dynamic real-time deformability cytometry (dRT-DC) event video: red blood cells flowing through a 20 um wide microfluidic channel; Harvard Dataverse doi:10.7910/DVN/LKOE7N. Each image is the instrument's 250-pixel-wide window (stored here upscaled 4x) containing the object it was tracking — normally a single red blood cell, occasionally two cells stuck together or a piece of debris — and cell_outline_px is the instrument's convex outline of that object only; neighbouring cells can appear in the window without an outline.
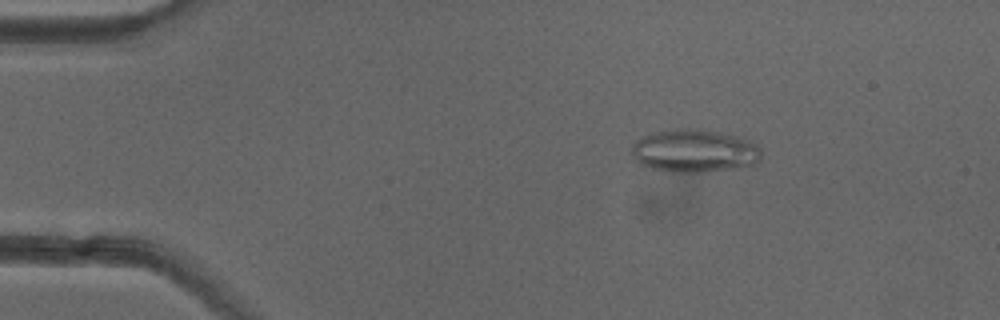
{"species": "common noctule bat (a hibernating species)", "species_latin": "Nyctalus noctula", "temperature_condition": "cold", "stored_images_in_passage": 51, "camera_frame_rate_fps": 3000, "um_per_image_px": 0.085, "animal": {"sex": "female"}, "frame": {"image": 1, "passage_image": 8, "time_ms": 2.333, "image_size_px": [1000, 320], "cell_outline_px": [[760, 160], [756, 164], [704, 172], [676, 172], [652, 168], [640, 164], [636, 160], [632, 152], [632, 144], [636, 140], [652, 132], [676, 128], [696, 128], [736, 136], [748, 140], [756, 144], [760, 148]], "centroid_in_image_um": [59.0, 12.81], "position_along_channel_um": 26.0, "area_um2": 32.25}}
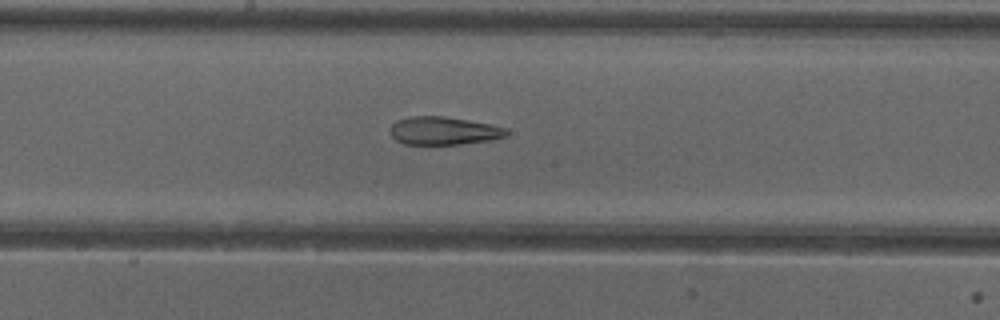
{"frame": {"image": 2, "passage_image": 27, "time_ms": 8.667, "image_size_px": [1000, 320], "cell_outline_px": [[508, 136], [492, 140], [460, 144], [404, 144], [396, 140], [392, 136], [392, 124], [396, 120], [412, 116], [444, 116], [468, 120], [508, 128]], "centroid_in_image_um": [37.75, 11.12], "position_along_channel_um": 210.5, "area_um2": 18.96}}
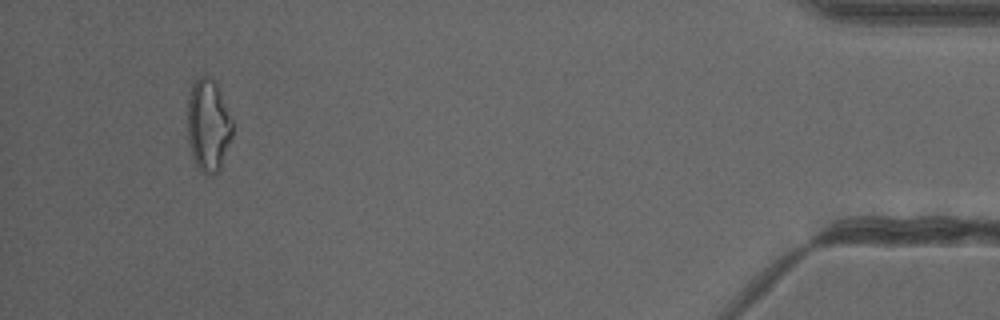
{"frame": {"image": 3, "passage_image": 48, "time_ms": 15.667, "image_size_px": [1000, 320], "cell_outline_px": [[232, 136], [220, 168], [212, 176], [204, 176], [200, 172], [192, 156], [188, 140], [188, 100], [192, 84], [196, 76], [212, 76], [216, 84], [232, 120]], "centroid_in_image_um": [17.68, 10.66], "position_along_channel_um": 417.5, "area_um2": 24.22}, "authors_computed_cell_mechanics": {"area_um2": 22.831, "velocity_mm_per_s": 4.0062, "shape_relaxation_time_tau1_ms": null, "shape_relaxation_time_tau2_ms": 4.0948, "deformation_change_tau1": null, "deformation_change_tau2": 0.1446}}